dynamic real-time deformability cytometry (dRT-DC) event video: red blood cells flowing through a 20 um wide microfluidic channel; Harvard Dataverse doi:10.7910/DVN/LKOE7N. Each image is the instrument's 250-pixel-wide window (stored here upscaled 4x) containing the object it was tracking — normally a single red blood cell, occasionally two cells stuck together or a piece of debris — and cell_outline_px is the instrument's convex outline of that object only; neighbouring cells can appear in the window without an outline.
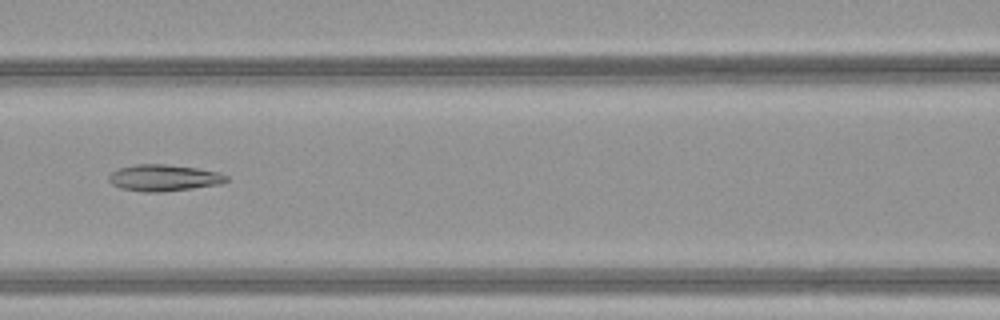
{"species": "common noctule bat (a hibernating species)", "species_latin": "Nyctalus noctula", "temperature_condition": "warm", "stored_images_in_passage": 41, "camera_frame_rate_fps": 3000, "um_per_image_px": 0.085, "animal": {"sex": "female", "body_mass_g": 21.9}, "frame": {"image": 1, "passage_image": 15, "time_ms": 4.667, "image_size_px": [1000, 320], "cell_outline_px": [[228, 180], [224, 184], [164, 192], [144, 192], [120, 188], [112, 184], [108, 180], [108, 176], [112, 172], [120, 168], [136, 164], [164, 164], [196, 168], [220, 172], [228, 176]], "centroid_in_image_um": [13.96, 15.12], "position_along_channel_um": 152.6, "area_um2": 18.32}}
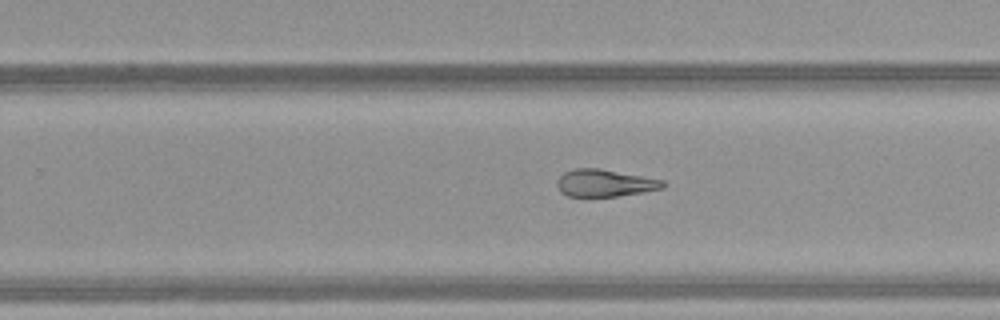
{"frame": {"image": 2, "passage_image": 24, "time_ms": 7.667, "image_size_px": [1000, 320], "cell_outline_px": [[664, 188], [644, 192], [616, 196], [568, 196], [560, 192], [556, 184], [556, 180], [564, 172], [572, 168], [600, 168], [644, 176], [664, 180]], "centroid_in_image_um": [51.39, 15.55], "position_along_channel_um": 278.4, "area_um2": 16.94}}
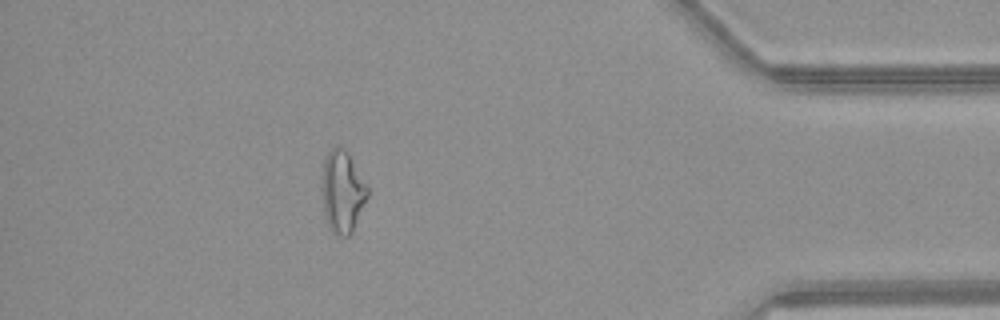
{"frame": {"image": 3, "passage_image": 36, "time_ms": 11.667, "image_size_px": [1000, 320], "cell_outline_px": [[368, 196], [352, 232], [348, 236], [340, 236], [332, 232], [328, 224], [324, 212], [324, 160], [328, 152], [336, 144], [344, 148], [348, 152], [368, 188]], "centroid_in_image_um": [29.13, 16.28], "position_along_channel_um": 406.1, "area_um2": 21.15}, "authors_computed_cell_mechanics": {"area_um2": 19.1318, "velocity_mm_per_s": 4.1957, "shape_relaxation_time_tau1_ms": null, "shape_relaxation_time_tau2_ms": 2.9928, "deformation_change_tau1": null, "deformation_change_tau2": 0.1189}}